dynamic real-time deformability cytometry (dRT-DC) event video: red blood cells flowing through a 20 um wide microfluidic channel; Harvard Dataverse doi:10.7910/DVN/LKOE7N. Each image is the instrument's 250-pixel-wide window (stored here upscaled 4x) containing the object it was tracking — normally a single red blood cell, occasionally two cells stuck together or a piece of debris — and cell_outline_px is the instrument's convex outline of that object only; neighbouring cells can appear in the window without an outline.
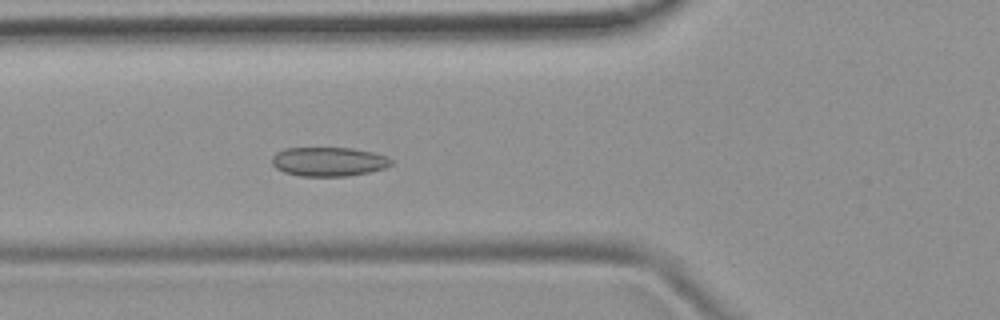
{"species": "common noctule bat (a hibernating species)", "species_latin": "Nyctalus noctula", "temperature_condition": "room temperature", "stored_images_in_passage": 51, "camera_frame_rate_fps": 3000, "um_per_image_px": 0.085, "animal": {"sex": "female", "body_mass_g": 19.9}, "frame": {"image": 1, "passage_image": 18, "time_ms": 5.667, "image_size_px": [1000, 320], "cell_outline_px": [[392, 164], [384, 168], [368, 172], [348, 176], [300, 176], [284, 172], [276, 168], [272, 164], [272, 156], [276, 152], [284, 148], [352, 148], [372, 152], [384, 156], [392, 160]], "centroid_in_image_um": [27.89, 13.74], "position_along_channel_um": 97.9, "area_um2": 20.17}}
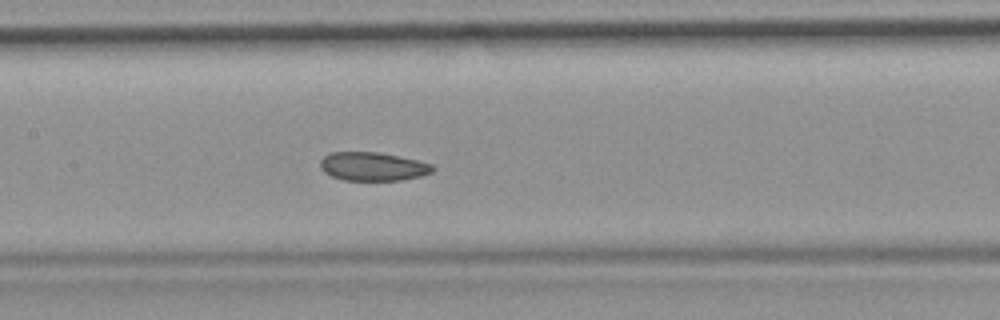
{"frame": {"image": 2, "passage_image": 24, "time_ms": 7.667, "image_size_px": [1000, 320], "cell_outline_px": [[436, 168], [432, 172], [420, 176], [400, 180], [344, 180], [332, 176], [324, 172], [320, 168], [320, 160], [324, 156], [332, 152], [376, 152], [416, 160], [432, 164]], "centroid_in_image_um": [31.67, 14.15], "position_along_channel_um": 175.7, "area_um2": 18.55}}
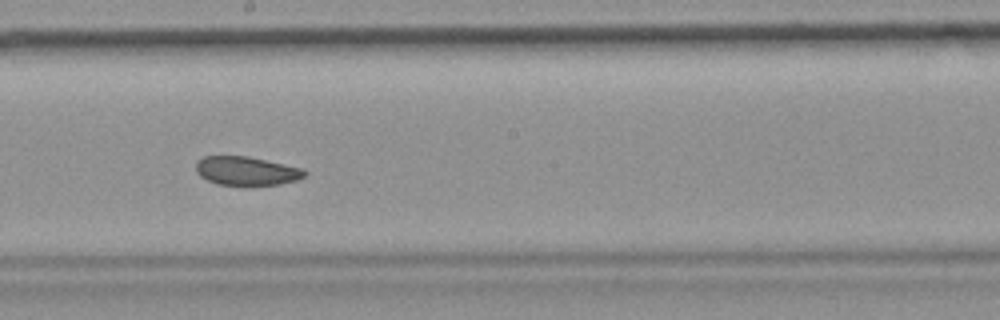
{"frame": {"image": 3, "passage_image": 28, "time_ms": 9.0, "image_size_px": [1000, 320], "cell_outline_px": [[308, 172], [304, 176], [296, 180], [280, 184], [244, 188], [216, 184], [200, 176], [196, 172], [196, 160], [204, 156], [248, 156], [304, 168]], "centroid_in_image_um": [20.95, 14.56], "position_along_channel_um": 227.3, "area_um2": 19.02}, "authors_computed_cell_mechanics": {"area_um2": 20.23, "velocity_mm_per_s": 3.8844, "shape_relaxation_time_tau1_ms": null, "shape_relaxation_time_tau2_ms": 2.0051, "deformation_change_tau1": null, "deformation_change_tau2": 0.0674}}